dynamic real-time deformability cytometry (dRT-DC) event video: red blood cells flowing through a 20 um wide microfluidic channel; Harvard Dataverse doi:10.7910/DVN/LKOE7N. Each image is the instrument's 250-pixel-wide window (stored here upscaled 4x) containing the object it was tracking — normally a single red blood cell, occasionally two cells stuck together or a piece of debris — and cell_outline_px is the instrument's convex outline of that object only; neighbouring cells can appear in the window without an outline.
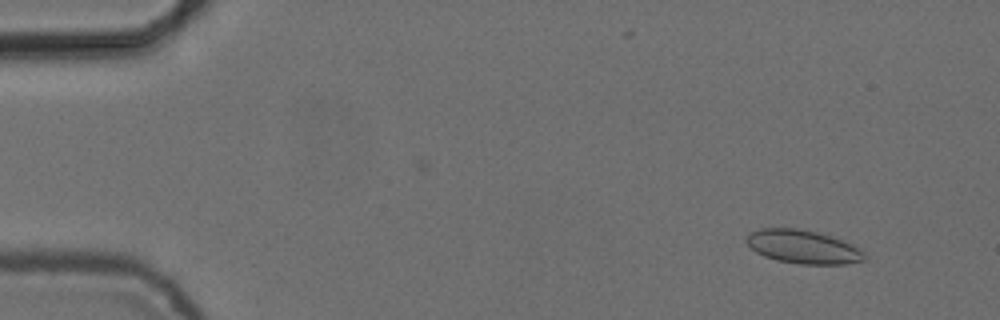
{"species": "common noctule bat (a hibernating species)", "species_latin": "Nyctalus noctula", "temperature_condition": "cold", "stored_images_in_passage": 5, "camera_frame_rate_fps": 3000, "um_per_image_px": 0.085, "animal": {"sex": "female", "body_mass_g": 24.6, "forearm_length_mm": 56.2}, "frame": {"image": 1, "passage_image": 1, "time_ms": 0.0, "image_size_px": [1000, 320], "cell_outline_px": [[864, 260], [848, 264], [800, 264], [776, 260], [764, 256], [756, 252], [744, 240], [748, 232], [760, 228], [800, 228], [816, 232], [840, 240], [860, 248], [864, 252]], "centroid_in_image_um": [68.2, 20.98], "position_along_channel_um": 16.8, "area_um2": 23.0}}
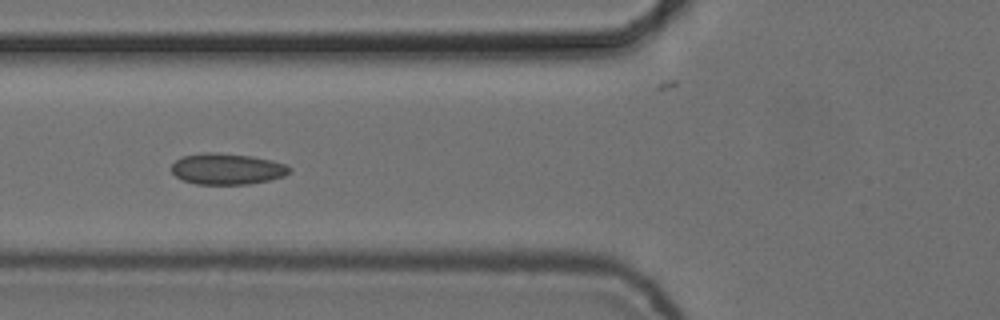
{"frame": {"image": 2, "passage_image": 5, "time_ms": 1.333, "image_size_px": [1000, 320], "cell_outline_px": [[292, 172], [284, 176], [268, 180], [248, 184], [196, 184], [180, 180], [172, 172], [172, 164], [176, 160], [184, 156], [208, 152], [216, 152], [252, 156], [272, 160], [284, 164], [292, 168]], "centroid_in_image_um": [19.31, 14.36], "position_along_channel_um": 106.5, "area_um2": 21.44}}